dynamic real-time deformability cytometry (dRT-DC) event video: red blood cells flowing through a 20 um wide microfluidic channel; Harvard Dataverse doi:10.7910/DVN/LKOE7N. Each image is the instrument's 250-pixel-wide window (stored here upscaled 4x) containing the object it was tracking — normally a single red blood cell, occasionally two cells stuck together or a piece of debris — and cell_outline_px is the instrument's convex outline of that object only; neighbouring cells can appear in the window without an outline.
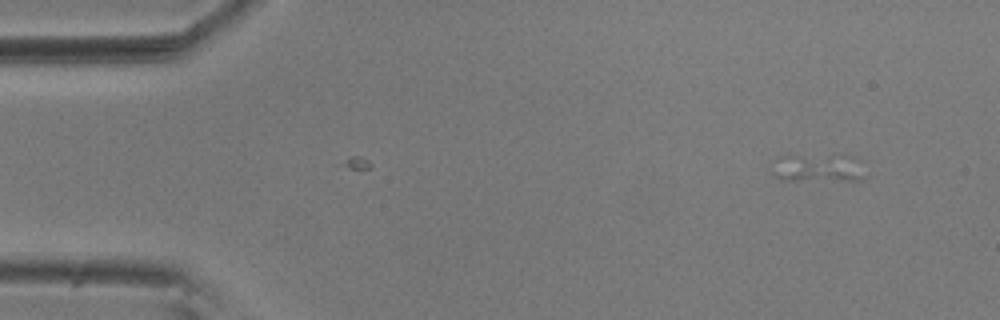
{"species": "common noctule bat (a hibernating species)", "species_latin": "Nyctalus noctula", "temperature_condition": "room temperature", "stored_images_in_passage": 2, "camera_frame_rate_fps": 3000, "um_per_image_px": 0.085, "animal": {"sex": "male", "body_mass_g": 20.5, "forearm_length_mm": 52.5}, "frame": {"image": 1, "passage_image": 1, "time_ms": 0.0, "image_size_px": [1000, 320], "cell_outline_px": [[868, 176], [860, 180], [780, 180], [772, 172], [828, 156]], "centroid_in_image_um": [69.7, 14.56], "position_along_channel_um": 15.3, "area_um2": 10.17}}